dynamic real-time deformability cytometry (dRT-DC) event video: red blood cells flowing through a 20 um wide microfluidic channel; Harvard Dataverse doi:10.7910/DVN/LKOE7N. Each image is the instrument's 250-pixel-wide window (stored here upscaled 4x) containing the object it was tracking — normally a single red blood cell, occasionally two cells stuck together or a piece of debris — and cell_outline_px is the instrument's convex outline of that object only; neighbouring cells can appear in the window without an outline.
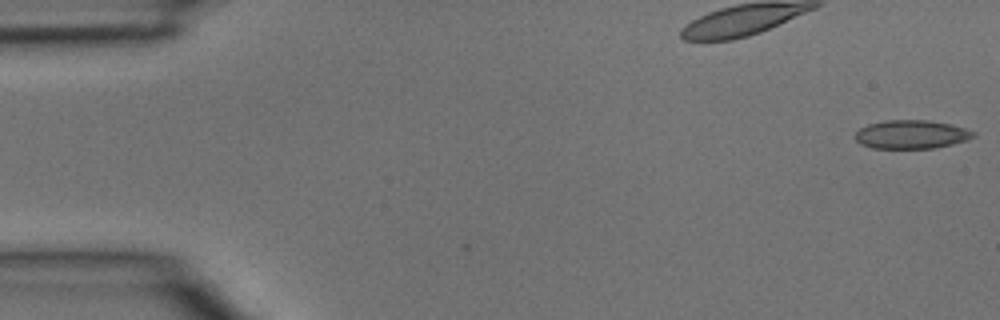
{"species": "common noctule bat (a hibernating species)", "species_latin": "Nyctalus noctula", "temperature_condition": "room temperature", "stored_images_in_passage": 5, "camera_frame_rate_fps": 3000, "um_per_image_px": 0.085, "animal": {"sex": "male", "body_mass_g": 15.6}, "frame": {"image": 1, "passage_image": 1, "time_ms": 0.0, "image_size_px": [1000, 320], "cell_outline_px": [[976, 136], [968, 140], [936, 148], [872, 148], [860, 144], [856, 140], [856, 132], [860, 128], [868, 124], [884, 120], [928, 120], [952, 124], [976, 132]], "centroid_in_image_um": [77.49, 11.42], "position_along_channel_um": 7.5, "area_um2": 19.83}}
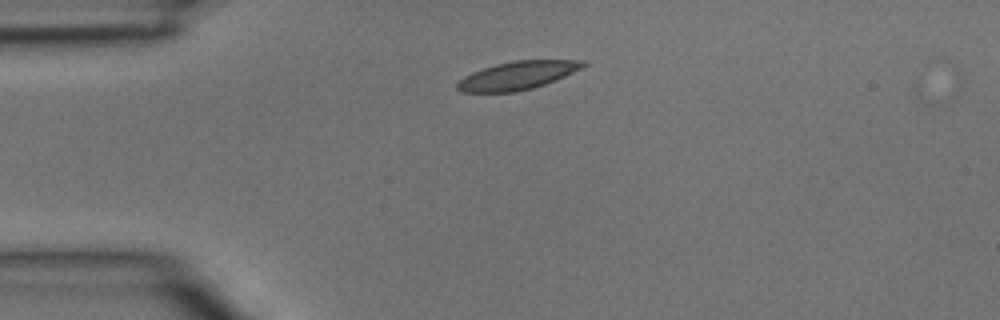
{"frame": {"image": 2, "passage_image": 5, "time_ms": 1.333, "image_size_px": [1000, 320], "cell_outline_px": [[588, 64], [556, 80], [532, 88], [516, 92], [460, 92], [456, 88], [456, 84], [464, 76], [472, 72], [496, 64], [516, 60], [588, 60]], "centroid_in_image_um": [43.98, 6.41], "position_along_channel_um": 41.0, "area_um2": 20.58}}